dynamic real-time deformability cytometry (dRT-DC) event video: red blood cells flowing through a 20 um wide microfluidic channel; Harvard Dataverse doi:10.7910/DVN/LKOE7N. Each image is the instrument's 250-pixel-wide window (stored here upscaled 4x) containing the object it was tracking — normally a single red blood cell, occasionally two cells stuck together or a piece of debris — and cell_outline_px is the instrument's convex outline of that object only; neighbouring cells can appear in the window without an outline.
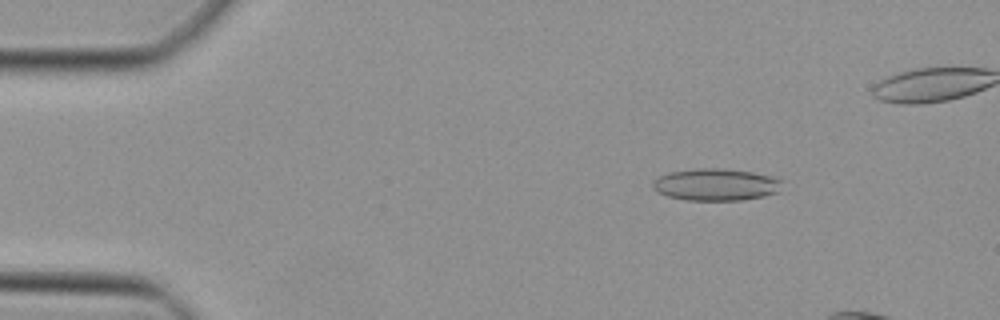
{"species": "Egyptian fruit bat (a non-hibernating species)", "species_latin": "Rousettus aegyptiacus", "temperature_condition": "cold", "stored_images_in_passage": 11, "camera_frame_rate_fps": 3000, "um_per_image_px": 0.085, "animal": {"sex": "female"}, "frame": {"image": 1, "passage_image": 4, "time_ms": 1.0, "image_size_px": [1000, 320], "cell_outline_px": [[784, 180], [776, 192], [764, 196], [744, 200], [688, 200], [668, 196], [652, 188], [652, 184], [660, 176], [668, 172], [696, 168], [720, 168], [752, 172], [772, 176]], "centroid_in_image_um": [60.87, 15.68], "position_along_channel_um": 24.1, "area_um2": 24.04}}